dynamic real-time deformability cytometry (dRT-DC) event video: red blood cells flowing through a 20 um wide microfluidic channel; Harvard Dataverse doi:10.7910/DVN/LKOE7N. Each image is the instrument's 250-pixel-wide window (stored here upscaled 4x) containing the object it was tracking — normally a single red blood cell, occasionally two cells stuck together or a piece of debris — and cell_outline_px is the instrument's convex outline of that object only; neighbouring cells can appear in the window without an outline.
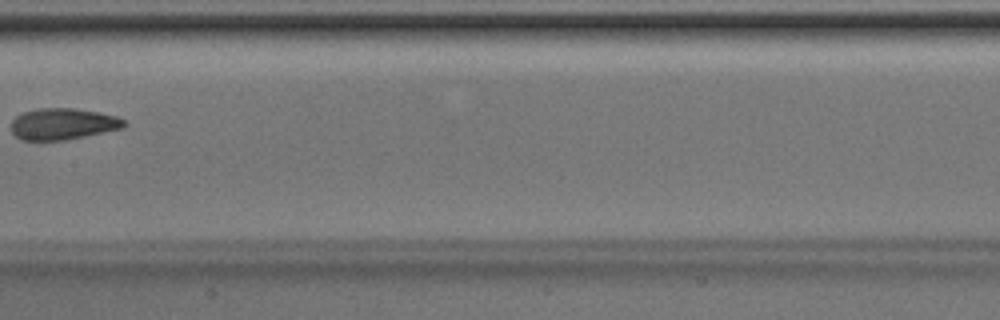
{"species": "Egyptian fruit bat (a non-hibernating species)", "species_latin": "Rousettus aegyptiacus", "temperature_condition": "room temperature", "stored_images_in_passage": 6, "camera_frame_rate_fps": 3000, "um_per_image_px": 0.085, "animal": {"sex": "male"}, "frame": {"image": 1, "passage_image": 6, "time_ms": 1.667, "image_size_px": [1000, 320], "cell_outline_px": [[128, 124], [124, 128], [64, 140], [20, 140], [12, 132], [12, 120], [16, 116], [24, 112], [40, 108], [72, 108], [96, 112], [116, 116], [124, 120]], "centroid_in_image_um": [5.35, 10.54], "position_along_channel_um": 202.1, "area_um2": 20.52}}